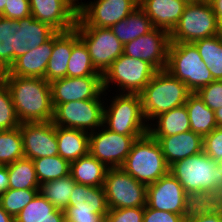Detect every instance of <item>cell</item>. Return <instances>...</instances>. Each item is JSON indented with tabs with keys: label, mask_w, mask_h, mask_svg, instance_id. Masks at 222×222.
I'll list each match as a JSON object with an SVG mask.
<instances>
[{
	"label": "cell",
	"mask_w": 222,
	"mask_h": 222,
	"mask_svg": "<svg viewBox=\"0 0 222 222\" xmlns=\"http://www.w3.org/2000/svg\"><path fill=\"white\" fill-rule=\"evenodd\" d=\"M10 91L20 123L53 120L51 86L44 78L0 76Z\"/></svg>",
	"instance_id": "6da1fadb"
},
{
	"label": "cell",
	"mask_w": 222,
	"mask_h": 222,
	"mask_svg": "<svg viewBox=\"0 0 222 222\" xmlns=\"http://www.w3.org/2000/svg\"><path fill=\"white\" fill-rule=\"evenodd\" d=\"M190 93L186 84L166 69L157 71L140 93L146 122L149 124L158 115L185 105Z\"/></svg>",
	"instance_id": "7a4b0ae2"
},
{
	"label": "cell",
	"mask_w": 222,
	"mask_h": 222,
	"mask_svg": "<svg viewBox=\"0 0 222 222\" xmlns=\"http://www.w3.org/2000/svg\"><path fill=\"white\" fill-rule=\"evenodd\" d=\"M169 172L183 186L185 192L222 193V170L218 162L203 151L176 161Z\"/></svg>",
	"instance_id": "3957f363"
},
{
	"label": "cell",
	"mask_w": 222,
	"mask_h": 222,
	"mask_svg": "<svg viewBox=\"0 0 222 222\" xmlns=\"http://www.w3.org/2000/svg\"><path fill=\"white\" fill-rule=\"evenodd\" d=\"M158 141L149 133L136 139L121 168L135 180L148 186L169 173Z\"/></svg>",
	"instance_id": "277c9868"
},
{
	"label": "cell",
	"mask_w": 222,
	"mask_h": 222,
	"mask_svg": "<svg viewBox=\"0 0 222 222\" xmlns=\"http://www.w3.org/2000/svg\"><path fill=\"white\" fill-rule=\"evenodd\" d=\"M166 70L181 82L191 93L214 81L210 70L193 43H170Z\"/></svg>",
	"instance_id": "5b68a950"
},
{
	"label": "cell",
	"mask_w": 222,
	"mask_h": 222,
	"mask_svg": "<svg viewBox=\"0 0 222 222\" xmlns=\"http://www.w3.org/2000/svg\"><path fill=\"white\" fill-rule=\"evenodd\" d=\"M116 94L109 105H107L108 102L104 105L103 125L110 131L122 135L144 136L147 134L149 125L142 112L140 94Z\"/></svg>",
	"instance_id": "8992f818"
},
{
	"label": "cell",
	"mask_w": 222,
	"mask_h": 222,
	"mask_svg": "<svg viewBox=\"0 0 222 222\" xmlns=\"http://www.w3.org/2000/svg\"><path fill=\"white\" fill-rule=\"evenodd\" d=\"M222 33L208 1L188 3L178 24L169 33L170 43H193Z\"/></svg>",
	"instance_id": "52a82bcc"
},
{
	"label": "cell",
	"mask_w": 222,
	"mask_h": 222,
	"mask_svg": "<svg viewBox=\"0 0 222 222\" xmlns=\"http://www.w3.org/2000/svg\"><path fill=\"white\" fill-rule=\"evenodd\" d=\"M156 72L150 63L122 54L102 75L103 88L115 83L119 93L140 94Z\"/></svg>",
	"instance_id": "ba28073f"
},
{
	"label": "cell",
	"mask_w": 222,
	"mask_h": 222,
	"mask_svg": "<svg viewBox=\"0 0 222 222\" xmlns=\"http://www.w3.org/2000/svg\"><path fill=\"white\" fill-rule=\"evenodd\" d=\"M109 209L145 207L147 186L122 168H108L103 185Z\"/></svg>",
	"instance_id": "9c48e42d"
},
{
	"label": "cell",
	"mask_w": 222,
	"mask_h": 222,
	"mask_svg": "<svg viewBox=\"0 0 222 222\" xmlns=\"http://www.w3.org/2000/svg\"><path fill=\"white\" fill-rule=\"evenodd\" d=\"M104 99H88L59 104L54 109L55 126L73 128L88 133L103 125Z\"/></svg>",
	"instance_id": "30bf717a"
},
{
	"label": "cell",
	"mask_w": 222,
	"mask_h": 222,
	"mask_svg": "<svg viewBox=\"0 0 222 222\" xmlns=\"http://www.w3.org/2000/svg\"><path fill=\"white\" fill-rule=\"evenodd\" d=\"M79 38L88 49L95 69L104 74L110 65L123 54L124 45L105 27H75Z\"/></svg>",
	"instance_id": "8fae6325"
},
{
	"label": "cell",
	"mask_w": 222,
	"mask_h": 222,
	"mask_svg": "<svg viewBox=\"0 0 222 222\" xmlns=\"http://www.w3.org/2000/svg\"><path fill=\"white\" fill-rule=\"evenodd\" d=\"M97 130L89 133V153L107 168H121L134 141L142 137L118 134L104 125Z\"/></svg>",
	"instance_id": "7c38bea8"
},
{
	"label": "cell",
	"mask_w": 222,
	"mask_h": 222,
	"mask_svg": "<svg viewBox=\"0 0 222 222\" xmlns=\"http://www.w3.org/2000/svg\"><path fill=\"white\" fill-rule=\"evenodd\" d=\"M94 1V2H93ZM78 8V18L75 27H105L125 19L137 8V0H93Z\"/></svg>",
	"instance_id": "4fadbf2b"
},
{
	"label": "cell",
	"mask_w": 222,
	"mask_h": 222,
	"mask_svg": "<svg viewBox=\"0 0 222 222\" xmlns=\"http://www.w3.org/2000/svg\"><path fill=\"white\" fill-rule=\"evenodd\" d=\"M52 105L71 101L101 99L107 92L103 88L102 76L64 77L50 83Z\"/></svg>",
	"instance_id": "5bb4252c"
},
{
	"label": "cell",
	"mask_w": 222,
	"mask_h": 222,
	"mask_svg": "<svg viewBox=\"0 0 222 222\" xmlns=\"http://www.w3.org/2000/svg\"><path fill=\"white\" fill-rule=\"evenodd\" d=\"M169 32L162 28H153L147 34L124 45L123 54L150 63L157 71L167 66Z\"/></svg>",
	"instance_id": "9a60e30c"
},
{
	"label": "cell",
	"mask_w": 222,
	"mask_h": 222,
	"mask_svg": "<svg viewBox=\"0 0 222 222\" xmlns=\"http://www.w3.org/2000/svg\"><path fill=\"white\" fill-rule=\"evenodd\" d=\"M24 158L38 159L58 155L56 126L52 121L21 123Z\"/></svg>",
	"instance_id": "2e32d148"
},
{
	"label": "cell",
	"mask_w": 222,
	"mask_h": 222,
	"mask_svg": "<svg viewBox=\"0 0 222 222\" xmlns=\"http://www.w3.org/2000/svg\"><path fill=\"white\" fill-rule=\"evenodd\" d=\"M31 15L57 32L75 28L78 7L71 0H29Z\"/></svg>",
	"instance_id": "e0dca14e"
},
{
	"label": "cell",
	"mask_w": 222,
	"mask_h": 222,
	"mask_svg": "<svg viewBox=\"0 0 222 222\" xmlns=\"http://www.w3.org/2000/svg\"><path fill=\"white\" fill-rule=\"evenodd\" d=\"M186 192L179 181L169 172L147 186L146 205L159 211L182 215Z\"/></svg>",
	"instance_id": "ac0fdd59"
},
{
	"label": "cell",
	"mask_w": 222,
	"mask_h": 222,
	"mask_svg": "<svg viewBox=\"0 0 222 222\" xmlns=\"http://www.w3.org/2000/svg\"><path fill=\"white\" fill-rule=\"evenodd\" d=\"M24 54V18L13 20L0 16V73Z\"/></svg>",
	"instance_id": "d6986e66"
},
{
	"label": "cell",
	"mask_w": 222,
	"mask_h": 222,
	"mask_svg": "<svg viewBox=\"0 0 222 222\" xmlns=\"http://www.w3.org/2000/svg\"><path fill=\"white\" fill-rule=\"evenodd\" d=\"M54 47V35L42 45L31 49L17 58L7 71L0 76H20L31 78H44L48 61Z\"/></svg>",
	"instance_id": "ffe728a7"
},
{
	"label": "cell",
	"mask_w": 222,
	"mask_h": 222,
	"mask_svg": "<svg viewBox=\"0 0 222 222\" xmlns=\"http://www.w3.org/2000/svg\"><path fill=\"white\" fill-rule=\"evenodd\" d=\"M153 138L160 144L164 158L169 166L176 161L203 151V137L191 130L168 137Z\"/></svg>",
	"instance_id": "44dd1931"
},
{
	"label": "cell",
	"mask_w": 222,
	"mask_h": 222,
	"mask_svg": "<svg viewBox=\"0 0 222 222\" xmlns=\"http://www.w3.org/2000/svg\"><path fill=\"white\" fill-rule=\"evenodd\" d=\"M187 4L186 0H141L139 7L150 18L153 27L170 33L178 24Z\"/></svg>",
	"instance_id": "7402d4cb"
},
{
	"label": "cell",
	"mask_w": 222,
	"mask_h": 222,
	"mask_svg": "<svg viewBox=\"0 0 222 222\" xmlns=\"http://www.w3.org/2000/svg\"><path fill=\"white\" fill-rule=\"evenodd\" d=\"M108 210L103 187L76 183L64 212H96L106 217Z\"/></svg>",
	"instance_id": "603a6c76"
},
{
	"label": "cell",
	"mask_w": 222,
	"mask_h": 222,
	"mask_svg": "<svg viewBox=\"0 0 222 222\" xmlns=\"http://www.w3.org/2000/svg\"><path fill=\"white\" fill-rule=\"evenodd\" d=\"M72 52V29L54 34V47L48 61L45 80L51 83L67 77V68Z\"/></svg>",
	"instance_id": "cb8c5ba5"
},
{
	"label": "cell",
	"mask_w": 222,
	"mask_h": 222,
	"mask_svg": "<svg viewBox=\"0 0 222 222\" xmlns=\"http://www.w3.org/2000/svg\"><path fill=\"white\" fill-rule=\"evenodd\" d=\"M58 155L70 163L89 153V133L56 126Z\"/></svg>",
	"instance_id": "d4e9b609"
},
{
	"label": "cell",
	"mask_w": 222,
	"mask_h": 222,
	"mask_svg": "<svg viewBox=\"0 0 222 222\" xmlns=\"http://www.w3.org/2000/svg\"><path fill=\"white\" fill-rule=\"evenodd\" d=\"M154 121L155 123H153ZM153 122L148 124L150 125L148 133L152 137H168L190 131V121L185 105L158 115L153 119Z\"/></svg>",
	"instance_id": "484cf974"
},
{
	"label": "cell",
	"mask_w": 222,
	"mask_h": 222,
	"mask_svg": "<svg viewBox=\"0 0 222 222\" xmlns=\"http://www.w3.org/2000/svg\"><path fill=\"white\" fill-rule=\"evenodd\" d=\"M153 28L150 18L139 5L125 19L110 27L113 34L123 45L147 34Z\"/></svg>",
	"instance_id": "4316f807"
},
{
	"label": "cell",
	"mask_w": 222,
	"mask_h": 222,
	"mask_svg": "<svg viewBox=\"0 0 222 222\" xmlns=\"http://www.w3.org/2000/svg\"><path fill=\"white\" fill-rule=\"evenodd\" d=\"M107 167L90 153L71 162L70 175L78 184L103 187Z\"/></svg>",
	"instance_id": "83f0119b"
},
{
	"label": "cell",
	"mask_w": 222,
	"mask_h": 222,
	"mask_svg": "<svg viewBox=\"0 0 222 222\" xmlns=\"http://www.w3.org/2000/svg\"><path fill=\"white\" fill-rule=\"evenodd\" d=\"M190 130L204 137L217 128L214 111L211 110L197 93H190L185 103Z\"/></svg>",
	"instance_id": "f1b7e54d"
},
{
	"label": "cell",
	"mask_w": 222,
	"mask_h": 222,
	"mask_svg": "<svg viewBox=\"0 0 222 222\" xmlns=\"http://www.w3.org/2000/svg\"><path fill=\"white\" fill-rule=\"evenodd\" d=\"M222 211V193L187 192L182 212L184 221Z\"/></svg>",
	"instance_id": "f546056e"
},
{
	"label": "cell",
	"mask_w": 222,
	"mask_h": 222,
	"mask_svg": "<svg viewBox=\"0 0 222 222\" xmlns=\"http://www.w3.org/2000/svg\"><path fill=\"white\" fill-rule=\"evenodd\" d=\"M102 76L92 64L91 57L77 30L72 29V52L67 68V77Z\"/></svg>",
	"instance_id": "4dcf8cb0"
},
{
	"label": "cell",
	"mask_w": 222,
	"mask_h": 222,
	"mask_svg": "<svg viewBox=\"0 0 222 222\" xmlns=\"http://www.w3.org/2000/svg\"><path fill=\"white\" fill-rule=\"evenodd\" d=\"M7 171L9 176V189H40L33 160L27 158L16 160L14 163L7 165Z\"/></svg>",
	"instance_id": "1f68e13d"
},
{
	"label": "cell",
	"mask_w": 222,
	"mask_h": 222,
	"mask_svg": "<svg viewBox=\"0 0 222 222\" xmlns=\"http://www.w3.org/2000/svg\"><path fill=\"white\" fill-rule=\"evenodd\" d=\"M46 219H65V212L38 193L36 197L14 218L15 222H42Z\"/></svg>",
	"instance_id": "d6a6232c"
},
{
	"label": "cell",
	"mask_w": 222,
	"mask_h": 222,
	"mask_svg": "<svg viewBox=\"0 0 222 222\" xmlns=\"http://www.w3.org/2000/svg\"><path fill=\"white\" fill-rule=\"evenodd\" d=\"M214 80H222V33L193 42Z\"/></svg>",
	"instance_id": "836d02e7"
},
{
	"label": "cell",
	"mask_w": 222,
	"mask_h": 222,
	"mask_svg": "<svg viewBox=\"0 0 222 222\" xmlns=\"http://www.w3.org/2000/svg\"><path fill=\"white\" fill-rule=\"evenodd\" d=\"M76 182L71 175L44 182L40 185L39 193L52 203L57 209L65 211Z\"/></svg>",
	"instance_id": "e575fe53"
},
{
	"label": "cell",
	"mask_w": 222,
	"mask_h": 222,
	"mask_svg": "<svg viewBox=\"0 0 222 222\" xmlns=\"http://www.w3.org/2000/svg\"><path fill=\"white\" fill-rule=\"evenodd\" d=\"M33 162L40 185L70 175L71 163L60 155L33 159Z\"/></svg>",
	"instance_id": "d590c367"
},
{
	"label": "cell",
	"mask_w": 222,
	"mask_h": 222,
	"mask_svg": "<svg viewBox=\"0 0 222 222\" xmlns=\"http://www.w3.org/2000/svg\"><path fill=\"white\" fill-rule=\"evenodd\" d=\"M24 158L20 127L0 131V165H8Z\"/></svg>",
	"instance_id": "8d00e7d4"
},
{
	"label": "cell",
	"mask_w": 222,
	"mask_h": 222,
	"mask_svg": "<svg viewBox=\"0 0 222 222\" xmlns=\"http://www.w3.org/2000/svg\"><path fill=\"white\" fill-rule=\"evenodd\" d=\"M57 31L49 24L29 16L24 18L25 53L48 41Z\"/></svg>",
	"instance_id": "74e56055"
},
{
	"label": "cell",
	"mask_w": 222,
	"mask_h": 222,
	"mask_svg": "<svg viewBox=\"0 0 222 222\" xmlns=\"http://www.w3.org/2000/svg\"><path fill=\"white\" fill-rule=\"evenodd\" d=\"M39 193V190L8 189L0 196L1 207L15 218Z\"/></svg>",
	"instance_id": "f35d334b"
},
{
	"label": "cell",
	"mask_w": 222,
	"mask_h": 222,
	"mask_svg": "<svg viewBox=\"0 0 222 222\" xmlns=\"http://www.w3.org/2000/svg\"><path fill=\"white\" fill-rule=\"evenodd\" d=\"M10 91L0 78V131L10 130L20 126Z\"/></svg>",
	"instance_id": "ab89813d"
},
{
	"label": "cell",
	"mask_w": 222,
	"mask_h": 222,
	"mask_svg": "<svg viewBox=\"0 0 222 222\" xmlns=\"http://www.w3.org/2000/svg\"><path fill=\"white\" fill-rule=\"evenodd\" d=\"M196 93L211 110L222 107V80H214Z\"/></svg>",
	"instance_id": "60d3db41"
},
{
	"label": "cell",
	"mask_w": 222,
	"mask_h": 222,
	"mask_svg": "<svg viewBox=\"0 0 222 222\" xmlns=\"http://www.w3.org/2000/svg\"><path fill=\"white\" fill-rule=\"evenodd\" d=\"M145 207L109 209L105 222H143Z\"/></svg>",
	"instance_id": "b9f144b4"
},
{
	"label": "cell",
	"mask_w": 222,
	"mask_h": 222,
	"mask_svg": "<svg viewBox=\"0 0 222 222\" xmlns=\"http://www.w3.org/2000/svg\"><path fill=\"white\" fill-rule=\"evenodd\" d=\"M203 152L215 161L222 158V127L218 126L203 137Z\"/></svg>",
	"instance_id": "7bdbcfd3"
},
{
	"label": "cell",
	"mask_w": 222,
	"mask_h": 222,
	"mask_svg": "<svg viewBox=\"0 0 222 222\" xmlns=\"http://www.w3.org/2000/svg\"><path fill=\"white\" fill-rule=\"evenodd\" d=\"M0 16L13 20L31 16L29 0H7L4 11Z\"/></svg>",
	"instance_id": "ee69618b"
},
{
	"label": "cell",
	"mask_w": 222,
	"mask_h": 222,
	"mask_svg": "<svg viewBox=\"0 0 222 222\" xmlns=\"http://www.w3.org/2000/svg\"><path fill=\"white\" fill-rule=\"evenodd\" d=\"M143 222H184L182 215L159 211L145 206Z\"/></svg>",
	"instance_id": "f6af8a7d"
},
{
	"label": "cell",
	"mask_w": 222,
	"mask_h": 222,
	"mask_svg": "<svg viewBox=\"0 0 222 222\" xmlns=\"http://www.w3.org/2000/svg\"><path fill=\"white\" fill-rule=\"evenodd\" d=\"M65 218L72 222H105V217L96 212H65Z\"/></svg>",
	"instance_id": "bcb514c9"
},
{
	"label": "cell",
	"mask_w": 222,
	"mask_h": 222,
	"mask_svg": "<svg viewBox=\"0 0 222 222\" xmlns=\"http://www.w3.org/2000/svg\"><path fill=\"white\" fill-rule=\"evenodd\" d=\"M184 222H222V211L202 215Z\"/></svg>",
	"instance_id": "7dc6e473"
},
{
	"label": "cell",
	"mask_w": 222,
	"mask_h": 222,
	"mask_svg": "<svg viewBox=\"0 0 222 222\" xmlns=\"http://www.w3.org/2000/svg\"><path fill=\"white\" fill-rule=\"evenodd\" d=\"M9 189L7 165H0V196Z\"/></svg>",
	"instance_id": "c3c4849f"
},
{
	"label": "cell",
	"mask_w": 222,
	"mask_h": 222,
	"mask_svg": "<svg viewBox=\"0 0 222 222\" xmlns=\"http://www.w3.org/2000/svg\"><path fill=\"white\" fill-rule=\"evenodd\" d=\"M222 29V0H208Z\"/></svg>",
	"instance_id": "681fc988"
},
{
	"label": "cell",
	"mask_w": 222,
	"mask_h": 222,
	"mask_svg": "<svg viewBox=\"0 0 222 222\" xmlns=\"http://www.w3.org/2000/svg\"><path fill=\"white\" fill-rule=\"evenodd\" d=\"M0 222H15L14 218L10 216L0 205Z\"/></svg>",
	"instance_id": "f907efd6"
},
{
	"label": "cell",
	"mask_w": 222,
	"mask_h": 222,
	"mask_svg": "<svg viewBox=\"0 0 222 222\" xmlns=\"http://www.w3.org/2000/svg\"><path fill=\"white\" fill-rule=\"evenodd\" d=\"M217 126L222 127V107L214 111Z\"/></svg>",
	"instance_id": "816d5d0a"
},
{
	"label": "cell",
	"mask_w": 222,
	"mask_h": 222,
	"mask_svg": "<svg viewBox=\"0 0 222 222\" xmlns=\"http://www.w3.org/2000/svg\"><path fill=\"white\" fill-rule=\"evenodd\" d=\"M6 1L7 0H0V15L3 13L4 11V7L6 5Z\"/></svg>",
	"instance_id": "f5cc1de1"
},
{
	"label": "cell",
	"mask_w": 222,
	"mask_h": 222,
	"mask_svg": "<svg viewBox=\"0 0 222 222\" xmlns=\"http://www.w3.org/2000/svg\"><path fill=\"white\" fill-rule=\"evenodd\" d=\"M65 219H46L42 222H64Z\"/></svg>",
	"instance_id": "db71d44e"
},
{
	"label": "cell",
	"mask_w": 222,
	"mask_h": 222,
	"mask_svg": "<svg viewBox=\"0 0 222 222\" xmlns=\"http://www.w3.org/2000/svg\"><path fill=\"white\" fill-rule=\"evenodd\" d=\"M74 4H75V6H77L78 8H79V6L82 4V0H81V2H79V0H71ZM77 2V3H76Z\"/></svg>",
	"instance_id": "11a10c76"
},
{
	"label": "cell",
	"mask_w": 222,
	"mask_h": 222,
	"mask_svg": "<svg viewBox=\"0 0 222 222\" xmlns=\"http://www.w3.org/2000/svg\"><path fill=\"white\" fill-rule=\"evenodd\" d=\"M188 3H192V2H204V1H208V0H186Z\"/></svg>",
	"instance_id": "9f6ffc18"
},
{
	"label": "cell",
	"mask_w": 222,
	"mask_h": 222,
	"mask_svg": "<svg viewBox=\"0 0 222 222\" xmlns=\"http://www.w3.org/2000/svg\"><path fill=\"white\" fill-rule=\"evenodd\" d=\"M218 165L220 166V169L222 170V158L220 161H218Z\"/></svg>",
	"instance_id": "6f0895ef"
},
{
	"label": "cell",
	"mask_w": 222,
	"mask_h": 222,
	"mask_svg": "<svg viewBox=\"0 0 222 222\" xmlns=\"http://www.w3.org/2000/svg\"><path fill=\"white\" fill-rule=\"evenodd\" d=\"M64 222H72V221L65 218Z\"/></svg>",
	"instance_id": "680465c9"
}]
</instances>
